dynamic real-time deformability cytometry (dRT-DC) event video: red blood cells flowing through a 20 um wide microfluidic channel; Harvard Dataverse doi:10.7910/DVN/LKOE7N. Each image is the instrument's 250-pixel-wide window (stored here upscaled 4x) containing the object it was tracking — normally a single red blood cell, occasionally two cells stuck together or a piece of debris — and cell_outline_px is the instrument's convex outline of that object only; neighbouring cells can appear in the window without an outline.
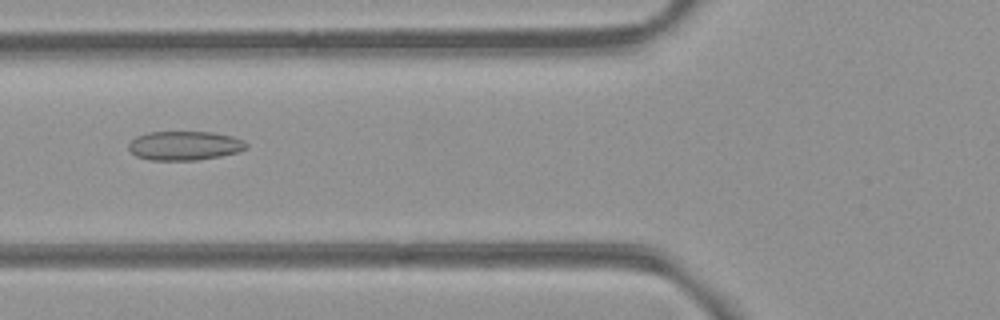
{"species": "common noctule bat (a hibernating species)", "species_latin": "Nyctalus noctula", "temperature_condition": "room temperature", "stored_images_in_passage": 9, "camera_frame_rate_fps": 3000, "um_per_image_px": 0.085, "animal": {"sex": "female", "body_mass_g": 21.9}, "frame": {"image": 1, "passage_image": 4, "time_ms": 1.0, "image_size_px": [1000, 320], "cell_outline_px": [[248, 148], [236, 152], [220, 156], [196, 160], [148, 160], [136, 156], [128, 148], [128, 144], [136, 136], [148, 132], [212, 132], [232, 136], [244, 140], [248, 144]], "centroid_in_image_um": [15.69, 12.38], "position_along_channel_um": 110.1, "area_um2": 20.0}}
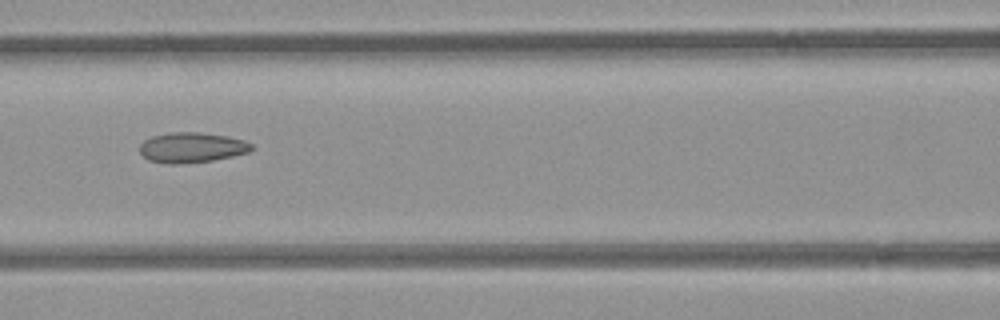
{"frame": {"image": 2, "passage_image": 7, "time_ms": 2.0, "image_size_px": [1000, 320], "cell_outline_px": [[252, 148], [248, 152], [232, 156], [212, 160], [180, 164], [168, 164], [148, 160], [140, 152], [140, 144], [144, 140], [152, 136], [172, 132], [200, 132], [228, 136], [244, 140], [252, 144]], "centroid_in_image_um": [16.28, 12.53], "position_along_channel_um": 150.3, "area_um2": 19.65}}